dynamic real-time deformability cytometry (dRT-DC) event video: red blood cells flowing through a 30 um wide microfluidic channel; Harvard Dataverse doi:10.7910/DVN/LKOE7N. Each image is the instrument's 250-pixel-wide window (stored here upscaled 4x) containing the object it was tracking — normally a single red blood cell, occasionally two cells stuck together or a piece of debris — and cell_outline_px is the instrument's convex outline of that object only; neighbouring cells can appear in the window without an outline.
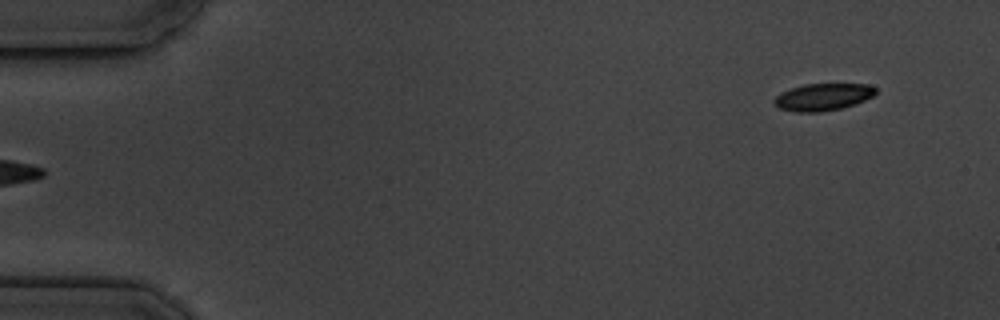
{"species": "common noctule bat (a hibernating species)", "species_latin": "Nyctalus noctula", "temperature_condition": "cold", "stored_images_in_passage": 6, "segment_of_instrument_passage": [2, 2], "camera_frame_rate_fps": 3000, "um_per_image_px": 0.085, "animal": {"sex": "male", "body_mass_g": 19.5, "forearm_length_mm": 54.6}, "frame": {"image": 1, "passage_image": 6, "time_ms": 6.0, "image_size_px": [1000, 320], "cell_outline_px": [[876, 92], [872, 96], [856, 104], [840, 108], [820, 112], [796, 112], [780, 108], [772, 100], [780, 92], [804, 84], [868, 84], [876, 88]], "centroid_in_image_um": [69.94, 8.24], "position_along_channel_um": 15.1, "area_um2": 15.95}}